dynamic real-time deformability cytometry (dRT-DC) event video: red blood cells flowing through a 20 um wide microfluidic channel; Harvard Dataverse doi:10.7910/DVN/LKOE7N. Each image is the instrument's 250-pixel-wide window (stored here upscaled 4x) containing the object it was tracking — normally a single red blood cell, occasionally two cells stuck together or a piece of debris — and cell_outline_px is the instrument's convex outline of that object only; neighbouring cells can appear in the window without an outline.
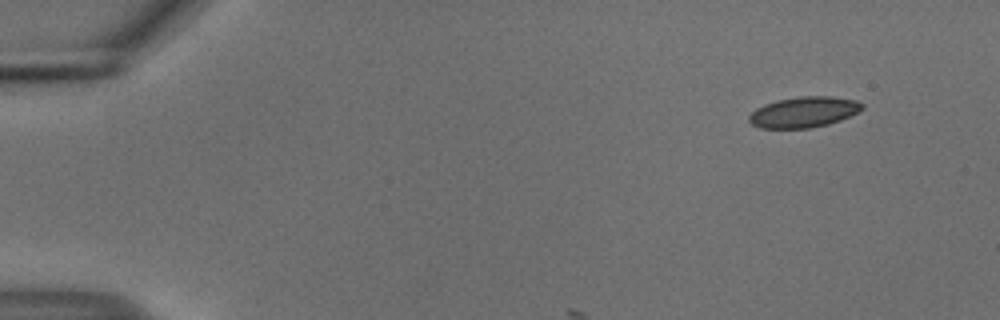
{"species": "common noctule bat (a hibernating species)", "species_latin": "Nyctalus noctula", "temperature_condition": "cold", "stored_images_in_passage": 7, "camera_frame_rate_fps": 3000, "um_per_image_px": 0.085, "animal": {"sex": "male", "body_mass_g": 18.8}, "frame": {"image": 1, "passage_image": 1, "time_ms": 0.0, "image_size_px": [1000, 320], "cell_outline_px": [[864, 108], [840, 120], [828, 124], [808, 128], [760, 128], [752, 124], [748, 120], [748, 116], [756, 108], [764, 104], [776, 100], [800, 96], [832, 96], [856, 100], [864, 104]], "centroid_in_image_um": [68.3, 9.52], "position_along_channel_um": 16.7, "area_um2": 20.23}}